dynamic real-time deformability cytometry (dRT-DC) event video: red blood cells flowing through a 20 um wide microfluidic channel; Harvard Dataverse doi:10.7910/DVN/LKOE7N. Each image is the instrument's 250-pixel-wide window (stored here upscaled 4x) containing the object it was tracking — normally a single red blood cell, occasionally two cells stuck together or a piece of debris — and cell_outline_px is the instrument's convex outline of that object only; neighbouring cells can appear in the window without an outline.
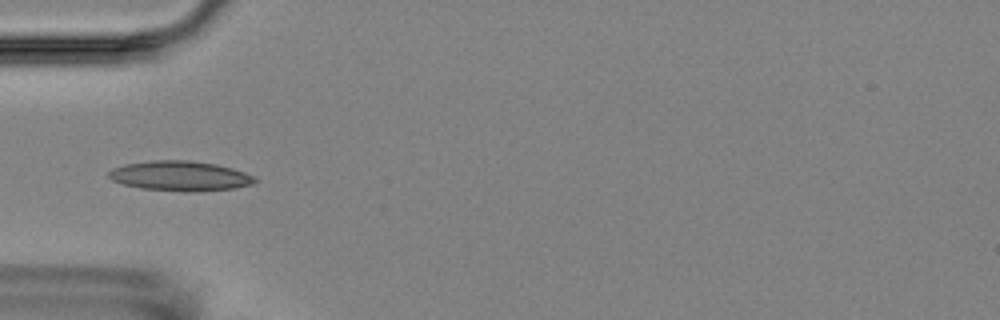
{"species": "Egyptian fruit bat (a non-hibernating species)", "species_latin": "Rousettus aegyptiacus", "temperature_condition": "room temperature", "stored_images_in_passage": 10, "camera_frame_rate_fps": 3000, "um_per_image_px": 0.085, "animal": {"sex": "female"}, "frame": {"image": 1, "passage_image": 4, "time_ms": 4.333, "image_size_px": [1000, 320], "cell_outline_px": [[256, 180], [252, 184], [236, 188], [192, 192], [184, 192], [140, 188], [124, 184], [112, 180], [108, 176], [108, 172], [112, 168], [124, 164], [152, 160], [192, 160], [216, 164], [232, 168], [244, 172], [252, 176]], "centroid_in_image_um": [15.28, 14.95], "position_along_channel_um": 69.7, "area_um2": 25.55}}
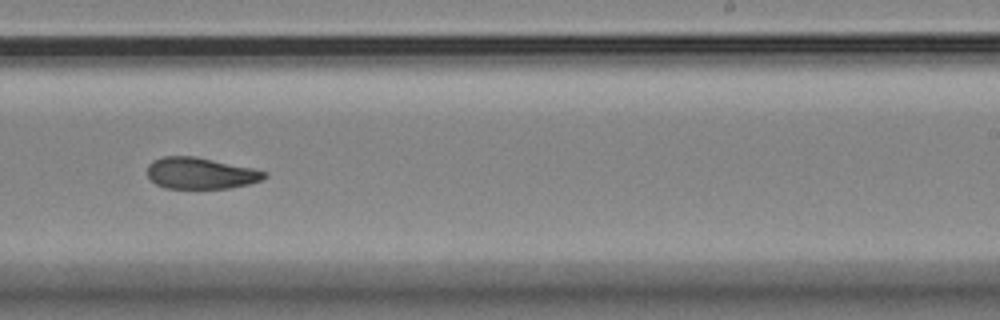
{"frame": {"image": 2, "passage_image": 9, "time_ms": 10.0, "image_size_px": [1000, 320], "cell_outline_px": [[268, 176], [264, 180], [248, 184], [228, 188], [164, 188], [156, 184], [148, 176], [148, 164], [152, 160], [160, 156], [196, 156], [252, 168], [268, 172]], "centroid_in_image_um": [17.06, 14.72], "position_along_channel_um": 271.9, "area_um2": 21.56}}
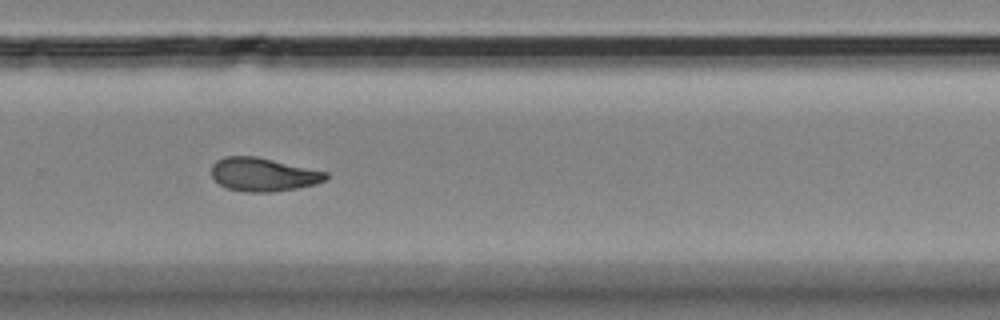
{"frame": {"image": 3, "passage_image": 10, "time_ms": 11.0, "image_size_px": [1000, 320], "cell_outline_px": [[328, 180], [316, 184], [296, 188], [272, 192], [244, 192], [228, 188], [220, 184], [212, 176], [212, 164], [216, 160], [224, 156], [256, 156], [328, 172]], "centroid_in_image_um": [22.39, 14.83], "position_along_channel_um": 307.4, "area_um2": 22.37}}